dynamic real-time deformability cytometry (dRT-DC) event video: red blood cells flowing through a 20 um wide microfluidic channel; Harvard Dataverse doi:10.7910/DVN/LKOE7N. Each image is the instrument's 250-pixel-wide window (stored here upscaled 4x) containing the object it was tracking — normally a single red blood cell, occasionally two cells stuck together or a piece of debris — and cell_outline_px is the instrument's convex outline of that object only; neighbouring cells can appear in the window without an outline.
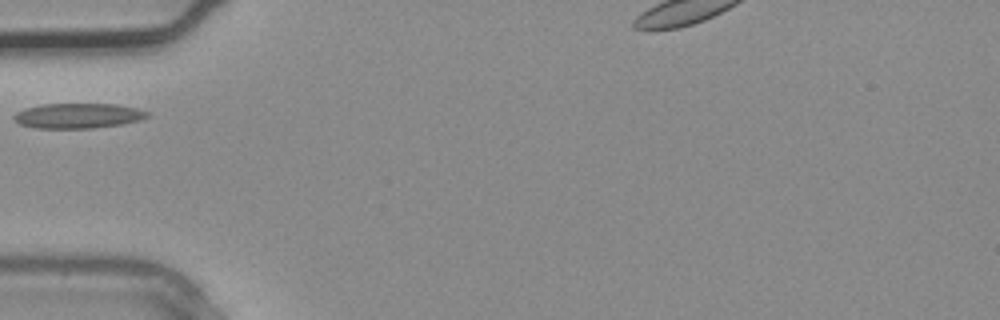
{"species": "common noctule bat (a hibernating species)", "species_latin": "Nyctalus noctula", "temperature_condition": "warm", "stored_images_in_passage": 2, "camera_frame_rate_fps": 3000, "um_per_image_px": 0.085, "animal": {"sex": "male", "body_mass_g": 20.4}, "frame": {"image": 1, "passage_image": 1, "time_ms": 0.0, "image_size_px": [1000, 320], "cell_outline_px": [[148, 116], [136, 120], [120, 124], [96, 128], [36, 128], [20, 124], [12, 116], [16, 112], [24, 108], [44, 104], [116, 104], [136, 108], [148, 112]], "centroid_in_image_um": [6.58, 9.83], "position_along_channel_um": 78.4, "area_um2": 19.25}}